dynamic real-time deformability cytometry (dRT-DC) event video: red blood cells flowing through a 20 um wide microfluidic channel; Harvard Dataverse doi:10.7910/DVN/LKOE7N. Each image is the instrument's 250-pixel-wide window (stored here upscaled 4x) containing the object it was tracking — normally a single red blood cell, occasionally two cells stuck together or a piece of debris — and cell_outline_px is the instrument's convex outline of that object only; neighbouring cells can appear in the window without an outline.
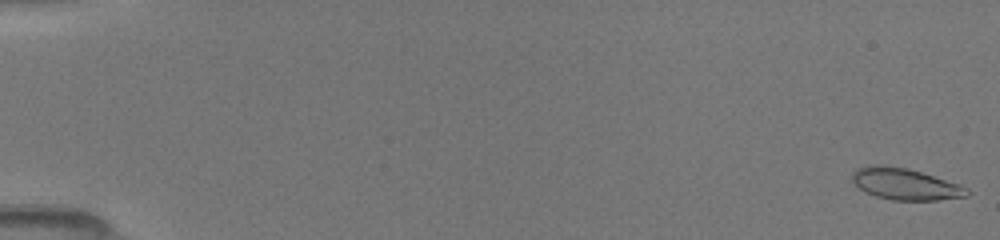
{"species": "common noctule bat (a hibernating species)", "species_latin": "Nyctalus noctula", "temperature_condition": "room temperature", "stored_images_in_passage": 16, "camera_frame_rate_fps": 3000, "um_per_image_px": 0.085, "animal": {"sex": "female", "body_mass_g": 19.5, "forearm_length_mm": 54.1}, "frame": {"image": 1, "passage_image": 1, "time_ms": 0.0, "image_size_px": [1000, 240], "cell_outline_px": [[968, 196], [936, 200], [892, 200], [876, 196], [860, 188], [852, 180], [852, 176], [860, 168], [904, 168], [920, 172], [968, 188]], "centroid_in_image_um": [77.02, 15.71], "position_along_channel_um": 8.0, "area_um2": 19.65}}
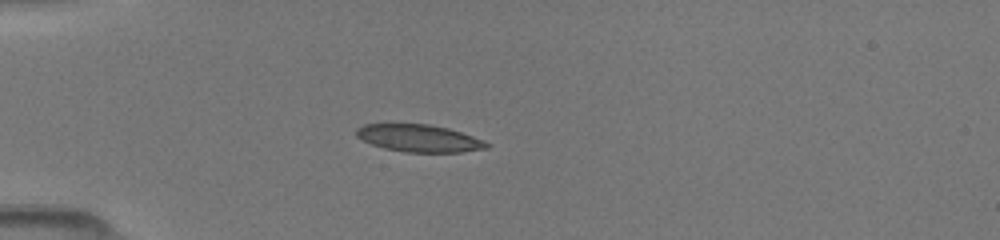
{"frame": {"image": 2, "passage_image": 13, "time_ms": 4.667, "image_size_px": [1000, 240], "cell_outline_px": [[488, 148], [460, 152], [404, 152], [384, 148], [372, 144], [356, 136], [356, 128], [364, 124], [428, 124], [448, 128], [472, 136], [488, 144]], "centroid_in_image_um": [35.57, 11.75], "position_along_channel_um": 49.4, "area_um2": 20.46}}
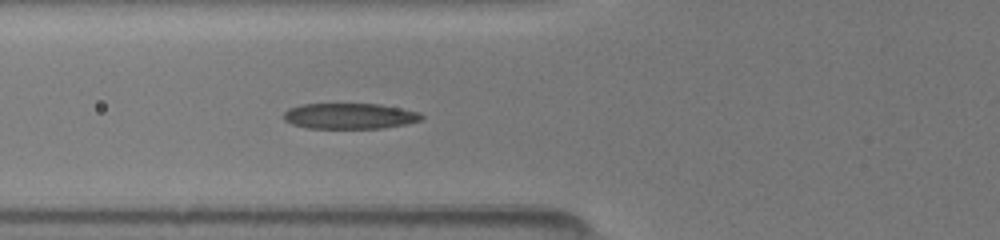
{"frame": {"image": 3, "passage_image": 16, "time_ms": 6.333, "image_size_px": [1000, 240], "cell_outline_px": [[424, 116], [420, 120], [404, 124], [380, 128], [308, 128], [292, 124], [284, 120], [284, 112], [288, 108], [304, 104], [380, 104], [420, 112]], "centroid_in_image_um": [29.7, 9.86], "position_along_channel_um": 96.1, "area_um2": 20.52}}